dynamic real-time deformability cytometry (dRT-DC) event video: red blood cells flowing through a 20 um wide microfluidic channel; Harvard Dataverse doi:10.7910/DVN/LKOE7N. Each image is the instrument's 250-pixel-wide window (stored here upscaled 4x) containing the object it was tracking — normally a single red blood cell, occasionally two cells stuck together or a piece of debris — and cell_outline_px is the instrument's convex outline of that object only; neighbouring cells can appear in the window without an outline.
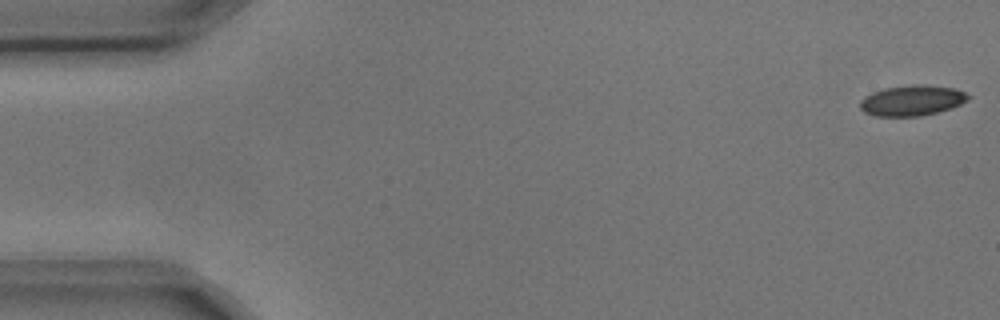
{"species": "common noctule bat (a hibernating species)", "species_latin": "Nyctalus noctula", "temperature_condition": "cold", "stored_images_in_passage": 4, "camera_frame_rate_fps": 3000, "um_per_image_px": 0.085, "animal": {"sex": "male", "body_mass_g": 17.9, "forearm_length_mm": 54.2}, "frame": {"image": 1, "passage_image": 1, "time_ms": 0.0, "image_size_px": [1000, 320], "cell_outline_px": [[972, 96], [968, 100], [952, 108], [920, 116], [876, 116], [864, 112], [860, 108], [860, 100], [864, 96], [872, 92], [884, 88], [912, 84], [928, 84], [956, 88]], "centroid_in_image_um": [77.53, 8.52], "position_along_channel_um": 7.5, "area_um2": 19.48}}
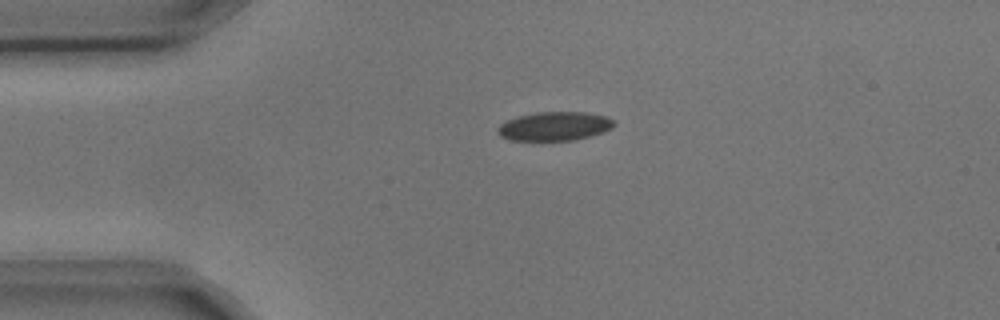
{"frame": {"image": 2, "passage_image": 4, "time_ms": 1.0, "image_size_px": [1000, 320], "cell_outline_px": [[616, 124], [612, 128], [604, 132], [576, 140], [508, 140], [500, 136], [496, 132], [496, 128], [500, 124], [508, 120], [520, 116], [536, 112], [588, 112], [608, 116], [616, 120]], "centroid_in_image_um": [47.18, 10.73], "position_along_channel_um": 37.8, "area_um2": 19.83}}